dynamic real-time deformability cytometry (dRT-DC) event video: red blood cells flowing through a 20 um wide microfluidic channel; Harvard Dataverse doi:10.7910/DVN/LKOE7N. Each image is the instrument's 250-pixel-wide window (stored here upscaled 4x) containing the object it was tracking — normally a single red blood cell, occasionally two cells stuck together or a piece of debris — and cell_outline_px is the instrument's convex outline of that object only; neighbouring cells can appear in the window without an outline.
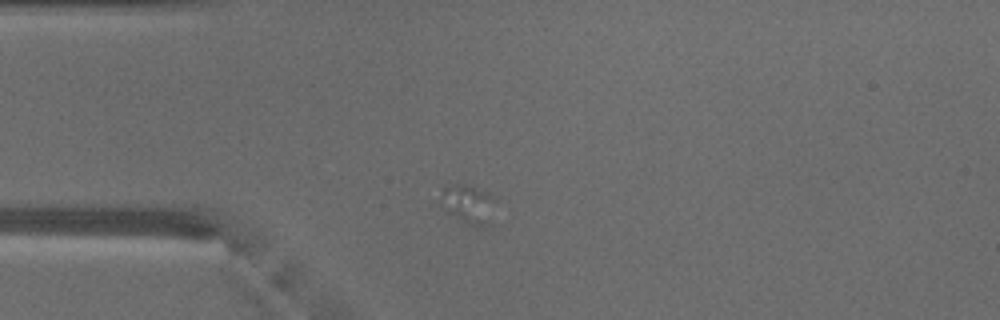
{"species": "common noctule bat (a hibernating species)", "species_latin": "Nyctalus noctula", "temperature_condition": "warm", "stored_images_in_passage": 3, "camera_frame_rate_fps": 3000, "um_per_image_px": 0.085, "animal": {"sex": "male", "body_mass_g": 18.8}, "frame": {"image": 1, "passage_image": 1, "time_ms": 0.0, "image_size_px": [1000, 320], "cell_outline_px": [[496, 200], [488, 224], [484, 228], [464, 224], [444, 212], [440, 204], [440, 200], [444, 188], [452, 184], [468, 184], [488, 192], [496, 196]], "centroid_in_image_um": [39.79, 17.37], "position_along_channel_um": 45.2, "area_um2": 12.95}}